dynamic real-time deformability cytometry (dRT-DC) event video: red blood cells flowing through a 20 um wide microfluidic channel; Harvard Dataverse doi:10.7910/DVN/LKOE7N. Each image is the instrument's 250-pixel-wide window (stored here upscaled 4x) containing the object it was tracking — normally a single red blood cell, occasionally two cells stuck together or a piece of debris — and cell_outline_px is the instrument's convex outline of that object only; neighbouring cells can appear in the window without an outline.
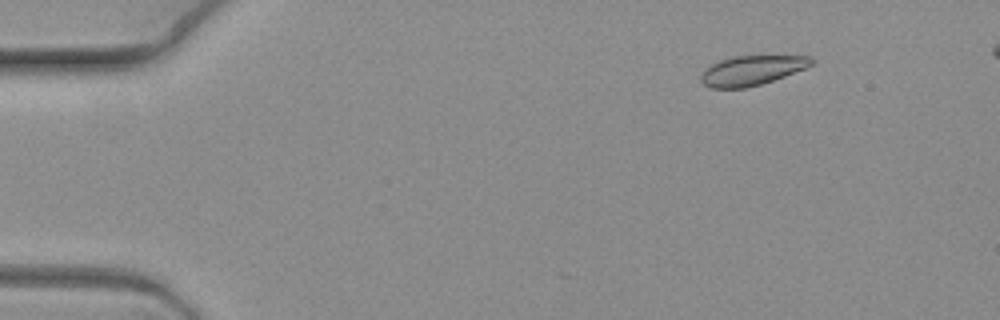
{"species": "common noctule bat (a hibernating species)", "species_latin": "Nyctalus noctula", "temperature_condition": "warm", "stored_images_in_passage": 7, "camera_frame_rate_fps": 3000, "um_per_image_px": 0.085, "animal": {"sex": "female", "body_mass_g": 19.3, "forearm_length_mm": 54.1}, "frame": {"image": 1, "passage_image": 3, "time_ms": 0.667, "image_size_px": [1000, 320], "cell_outline_px": [[816, 60], [812, 64], [804, 68], [784, 76], [760, 84], [744, 88], [708, 88], [700, 80], [700, 76], [704, 68], [720, 60], [732, 56], [812, 56]], "centroid_in_image_um": [63.86, 5.98], "position_along_channel_um": 21.1, "area_um2": 19.02}}